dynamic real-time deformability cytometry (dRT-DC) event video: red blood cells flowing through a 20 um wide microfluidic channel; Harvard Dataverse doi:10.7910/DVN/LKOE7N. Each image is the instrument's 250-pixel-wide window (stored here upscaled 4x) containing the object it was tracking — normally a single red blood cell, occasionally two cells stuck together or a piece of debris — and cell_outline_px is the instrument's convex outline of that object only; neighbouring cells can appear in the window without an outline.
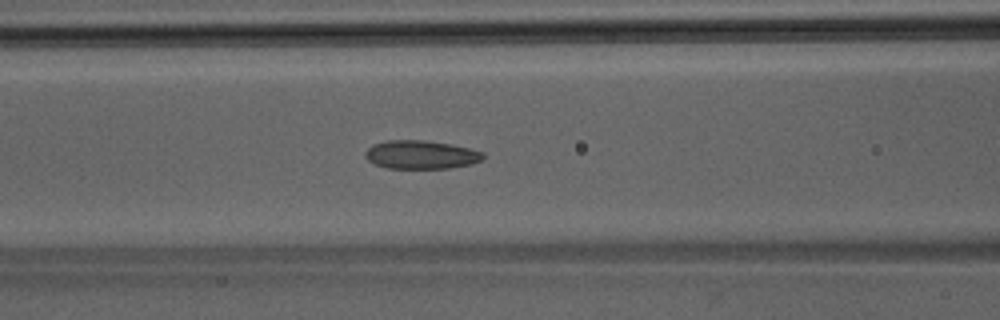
{"species": "Egyptian fruit bat (a non-hibernating species)", "species_latin": "Rousettus aegyptiacus", "temperature_condition": "room temperature", "stored_images_in_passage": 45, "camera_frame_rate_fps": 3000, "um_per_image_px": 0.085, "animal": {"sex": "male"}, "frame": {"image": 1, "passage_image": 19, "time_ms": 6.0, "image_size_px": [1000, 320], "cell_outline_px": [[484, 160], [472, 164], [448, 168], [388, 168], [376, 164], [368, 160], [364, 156], [364, 152], [372, 144], [388, 140], [424, 140], [452, 144], [484, 152]], "centroid_in_image_um": [35.8, 13.14], "position_along_channel_um": 130.8, "area_um2": 19.65}}
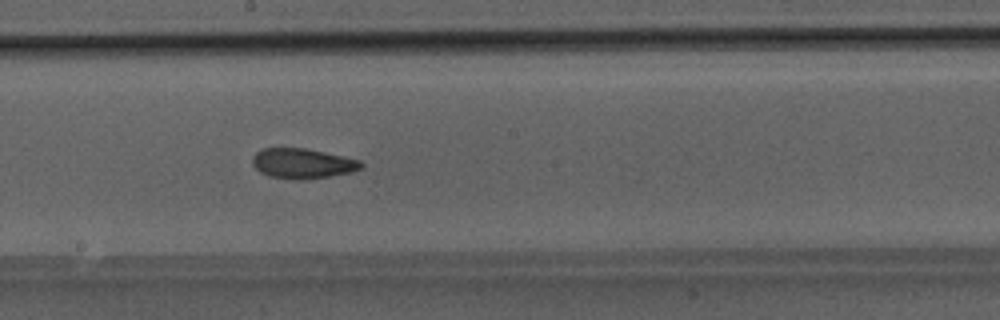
{"frame": {"image": 2, "passage_image": 25, "time_ms": 8.0, "image_size_px": [1000, 320], "cell_outline_px": [[364, 164], [360, 168], [352, 172], [328, 176], [300, 180], [268, 176], [260, 172], [252, 164], [252, 156], [256, 152], [264, 148], [304, 148], [324, 152], [360, 160]], "centroid_in_image_um": [25.69, 13.89], "position_along_channel_um": 222.5, "area_um2": 18.9}}
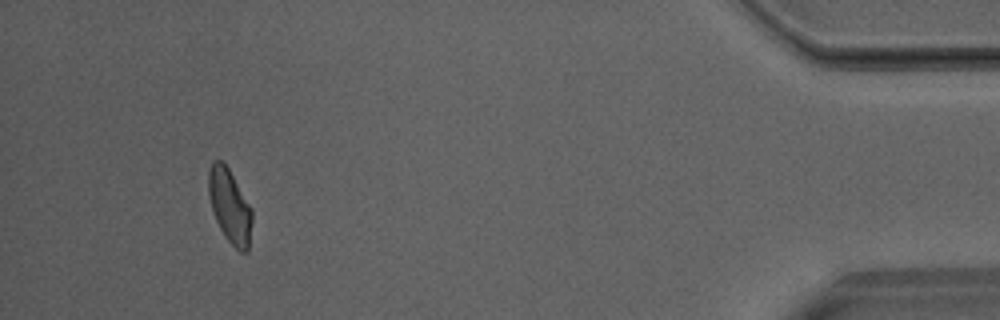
{"frame": {"image": 3, "passage_image": 42, "time_ms": 13.667, "image_size_px": [1000, 320], "cell_outline_px": [[252, 220], [248, 252], [240, 252], [224, 236], [216, 220], [208, 196], [208, 172], [212, 160], [224, 160], [252, 208]], "centroid_in_image_um": [19.52, 17.48], "position_along_channel_um": 415.7, "area_um2": 18.9}}